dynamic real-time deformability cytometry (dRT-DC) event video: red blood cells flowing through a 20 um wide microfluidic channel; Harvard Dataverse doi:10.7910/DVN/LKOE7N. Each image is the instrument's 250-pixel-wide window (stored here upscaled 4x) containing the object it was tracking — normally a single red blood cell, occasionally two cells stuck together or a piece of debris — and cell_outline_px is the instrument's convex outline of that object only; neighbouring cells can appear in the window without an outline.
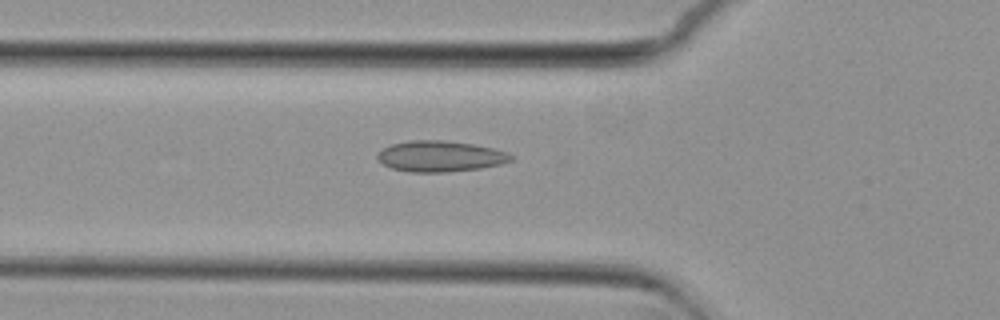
{"species": "common noctule bat (a hibernating species)", "species_latin": "Nyctalus noctula", "temperature_condition": "cold", "stored_images_in_passage": 53, "camera_frame_rate_fps": 3000, "um_per_image_px": 0.085, "animal": {"sex": "female", "body_mass_g": 29.2, "forearm_length_mm": 56.3}, "frame": {"image": 1, "passage_image": 17, "time_ms": 5.333, "image_size_px": [1000, 320], "cell_outline_px": [[512, 160], [500, 164], [480, 168], [448, 172], [412, 172], [392, 168], [384, 164], [376, 156], [384, 148], [392, 144], [412, 140], [444, 140], [472, 144], [492, 148], [508, 152], [512, 156]], "centroid_in_image_um": [37.43, 13.28], "position_along_channel_um": 88.4, "area_um2": 23.76}}
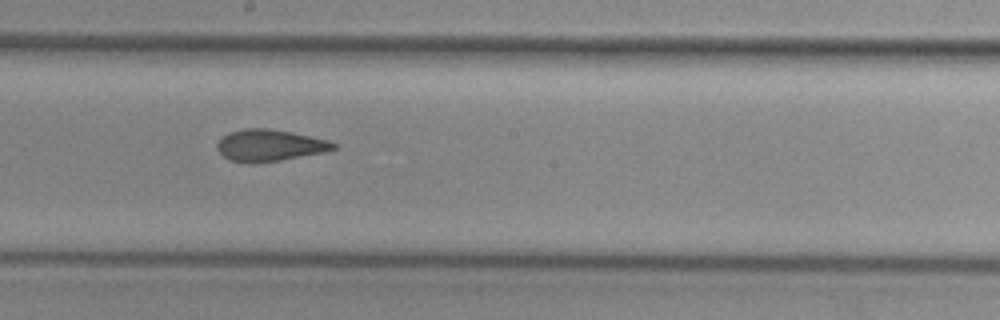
{"frame": {"image": 2, "passage_image": 28, "time_ms": 9.0, "image_size_px": [1000, 320], "cell_outline_px": [[336, 148], [324, 152], [280, 160], [252, 164], [228, 160], [216, 148], [216, 144], [228, 132], [244, 128], [268, 128], [292, 132], [328, 140], [336, 144]], "centroid_in_image_um": [22.89, 12.36], "position_along_channel_um": 225.3, "area_um2": 21.5}}
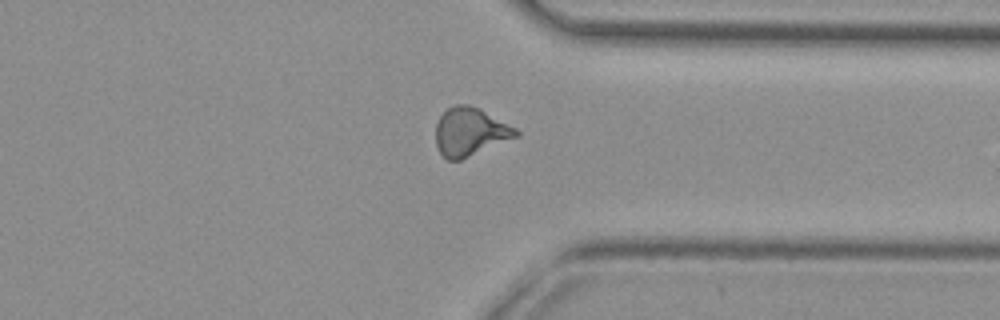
{"frame": {"image": 3, "passage_image": 40, "time_ms": 13.0, "image_size_px": [1000, 320], "cell_outline_px": [[520, 136], [460, 160], [448, 160], [440, 152], [436, 144], [436, 124], [440, 116], [448, 108], [456, 104], [468, 104], [480, 108], [516, 128], [520, 132]], "centroid_in_image_um": [39.98, 11.2], "position_along_channel_um": 371.4, "area_um2": 22.6}, "authors_computed_cell_mechanics": {"area_um2": 21.9062, "velocity_mm_per_s": 3.7207, "shape_relaxation_time_tau1_ms": null, "shape_relaxation_time_tau2_ms": 2.4624, "deformation_change_tau1": null, "deformation_change_tau2": 0.0909}}